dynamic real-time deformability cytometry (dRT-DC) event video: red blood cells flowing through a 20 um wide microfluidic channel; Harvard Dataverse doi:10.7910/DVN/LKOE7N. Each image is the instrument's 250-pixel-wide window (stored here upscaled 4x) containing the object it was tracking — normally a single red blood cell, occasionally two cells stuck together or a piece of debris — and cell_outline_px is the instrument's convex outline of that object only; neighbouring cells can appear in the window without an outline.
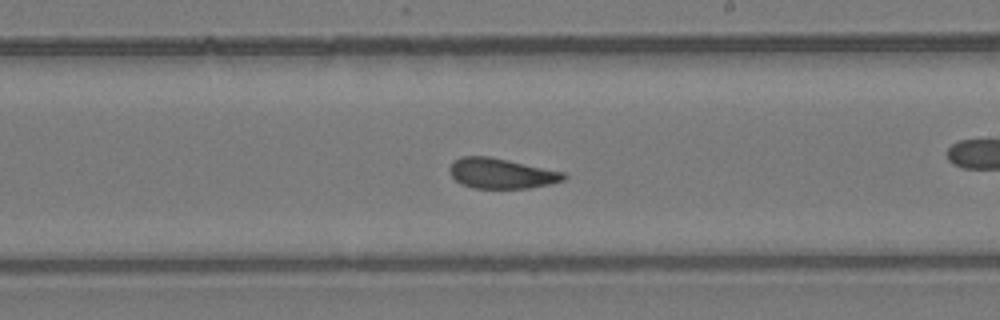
{"species": "common noctule bat (a hibernating species)", "species_latin": "Nyctalus noctula", "temperature_condition": "room temperature", "stored_images_in_passage": 47, "camera_frame_rate_fps": 3000, "um_per_image_px": 0.085, "animal": {"sex": "female", "body_mass_g": 24.6, "forearm_length_mm": 56.2}, "frame": {"image": 1, "passage_image": 27, "time_ms": 8.667, "image_size_px": [1000, 320], "cell_outline_px": [[568, 176], [564, 180], [552, 184], [528, 188], [472, 188], [460, 184], [452, 176], [448, 168], [452, 160], [460, 156], [488, 156], [508, 160], [564, 172]], "centroid_in_image_um": [42.59, 14.74], "position_along_channel_um": 246.4, "area_um2": 20.29}}